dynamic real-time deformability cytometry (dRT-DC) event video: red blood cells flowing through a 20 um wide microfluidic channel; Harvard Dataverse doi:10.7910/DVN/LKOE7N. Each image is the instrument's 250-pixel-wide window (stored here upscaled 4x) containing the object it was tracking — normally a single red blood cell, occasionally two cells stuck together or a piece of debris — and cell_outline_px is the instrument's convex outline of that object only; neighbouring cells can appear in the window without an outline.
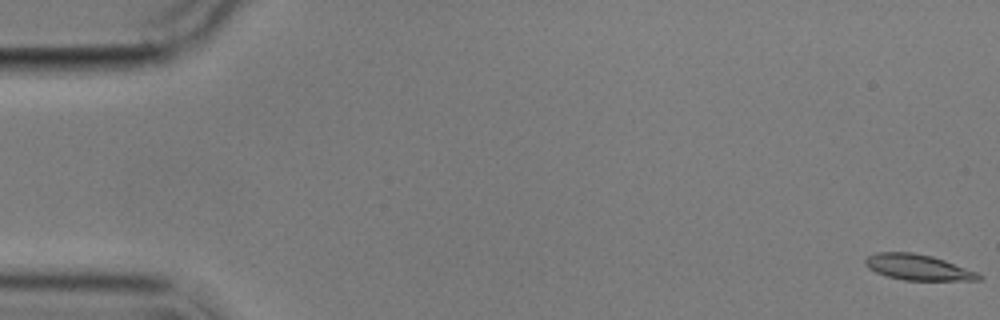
{"species": "common noctule bat (a hibernating species)", "species_latin": "Nyctalus noctula", "temperature_condition": "cold", "stored_images_in_passage": 5, "camera_frame_rate_fps": 3000, "um_per_image_px": 0.085, "animal": {"sex": "male", "body_mass_g": 17.9}, "frame": {"image": 1, "passage_image": 5, "time_ms": 4.667, "image_size_px": [1000, 320], "cell_outline_px": [[984, 276], [980, 280], [904, 280], [888, 276], [876, 272], [868, 268], [864, 264], [864, 260], [868, 256], [876, 252], [912, 252], [932, 256], [980, 272]], "centroid_in_image_um": [78.06, 22.72], "position_along_channel_um": 6.9, "area_um2": 17.11}}